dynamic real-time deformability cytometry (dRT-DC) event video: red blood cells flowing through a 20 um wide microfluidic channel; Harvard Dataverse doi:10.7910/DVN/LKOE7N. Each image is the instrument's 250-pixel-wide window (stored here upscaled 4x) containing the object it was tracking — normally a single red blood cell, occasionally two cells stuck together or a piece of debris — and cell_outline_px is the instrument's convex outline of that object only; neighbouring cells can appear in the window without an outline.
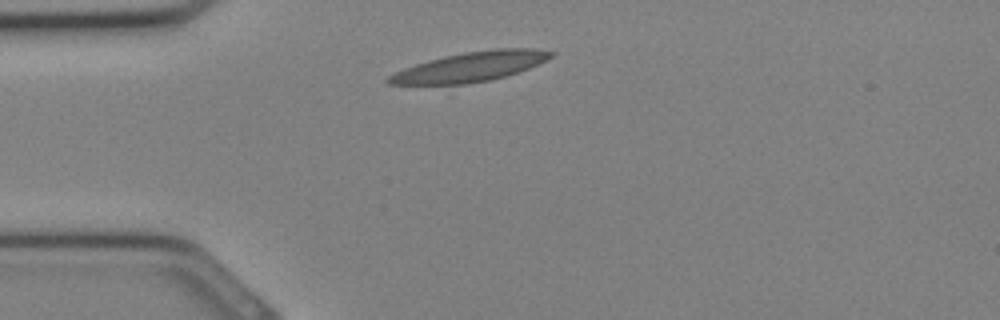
{"species": "Egyptian fruit bat (a non-hibernating species)", "species_latin": "Rousettus aegyptiacus", "temperature_condition": "cold", "stored_images_in_passage": 25, "camera_frame_rate_fps": 3000, "um_per_image_px": 0.085, "animal": {"sex": "female"}, "frame": {"image": 1, "passage_image": 1, "time_ms": 0.0, "image_size_px": [1000, 320], "cell_outline_px": [[556, 52], [552, 56], [528, 68], [504, 76], [488, 80], [464, 84], [388, 84], [384, 80], [388, 76], [404, 68], [428, 60], [444, 56], [464, 52], [496, 48], [536, 48]], "centroid_in_image_um": [39.96, 5.66], "position_along_channel_um": 45.0, "area_um2": 27.69}}
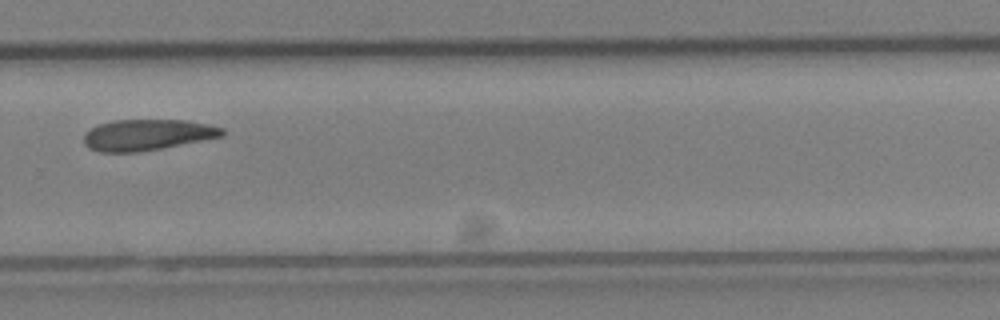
{"frame": {"image": 2, "passage_image": 15, "time_ms": 4.667, "image_size_px": [1000, 320], "cell_outline_px": [[224, 136], [160, 148], [136, 152], [100, 152], [88, 148], [84, 144], [84, 136], [92, 128], [100, 124], [116, 120], [184, 120], [208, 124], [224, 128]], "centroid_in_image_um": [12.53, 11.46], "position_along_channel_um": 317.3, "area_um2": 24.74}}
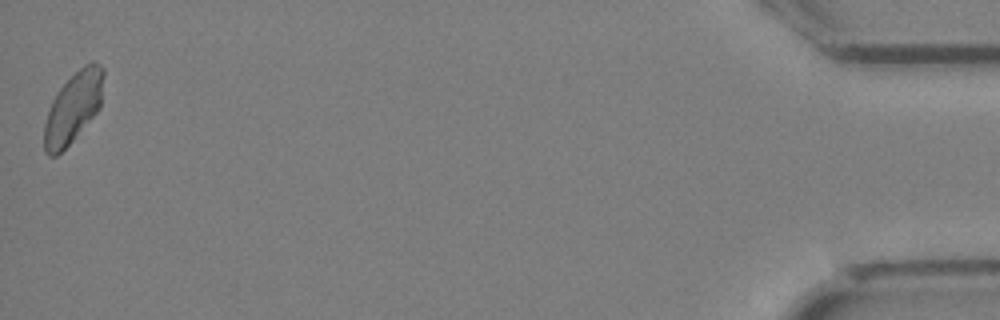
{"frame": {"image": 3, "passage_image": 25, "time_ms": 8.0, "image_size_px": [1000, 320], "cell_outline_px": [[104, 76], [100, 108], [72, 140], [56, 156], [48, 156], [44, 152], [44, 124], [52, 100], [56, 92], [84, 64], [92, 60], [96, 60], [104, 68]], "centroid_in_image_um": [6.23, 9.1], "position_along_channel_um": 429.0, "area_um2": 24.28}}